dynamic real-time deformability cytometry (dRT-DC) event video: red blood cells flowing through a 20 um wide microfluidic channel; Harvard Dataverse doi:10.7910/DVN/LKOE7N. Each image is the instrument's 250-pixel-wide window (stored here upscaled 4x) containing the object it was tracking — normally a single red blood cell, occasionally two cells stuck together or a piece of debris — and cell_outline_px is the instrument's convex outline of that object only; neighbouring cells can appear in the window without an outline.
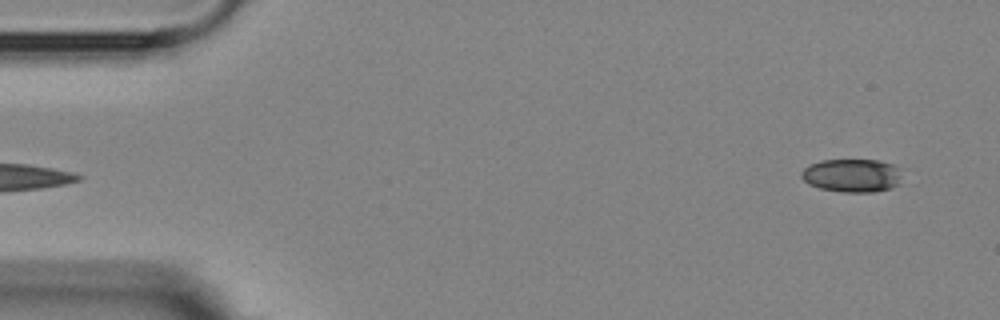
{"species": "Egyptian fruit bat (a non-hibernating species)", "species_latin": "Rousettus aegyptiacus", "temperature_condition": "room temperature", "stored_images_in_passage": 2, "camera_frame_rate_fps": 3000, "um_per_image_px": 0.085, "animal": {"sex": "female"}, "frame": {"image": 1, "passage_image": 2, "time_ms": 1.0, "image_size_px": [1000, 320], "cell_outline_px": [[908, 168], [900, 184], [892, 188], [872, 192], [844, 192], [820, 188], [808, 184], [800, 176], [800, 172], [808, 164], [824, 160], [880, 160], [896, 164]], "centroid_in_image_um": [72.56, 14.9], "position_along_channel_um": 12.4, "area_um2": 20.4}}